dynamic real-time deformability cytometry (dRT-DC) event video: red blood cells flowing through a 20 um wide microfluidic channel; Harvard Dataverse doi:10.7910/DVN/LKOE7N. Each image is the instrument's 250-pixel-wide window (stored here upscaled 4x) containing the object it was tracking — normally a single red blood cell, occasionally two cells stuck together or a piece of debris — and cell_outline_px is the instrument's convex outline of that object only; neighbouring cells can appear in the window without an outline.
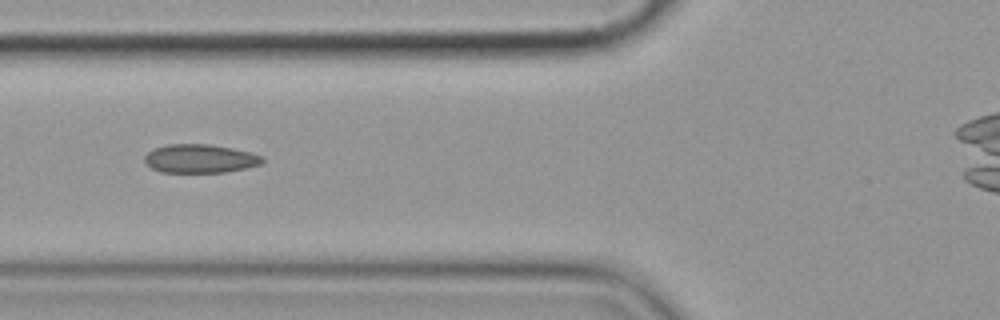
{"species": "common noctule bat (a hibernating species)", "species_latin": "Nyctalus noctula", "temperature_condition": "cold", "stored_images_in_passage": 7, "camera_frame_rate_fps": 3000, "um_per_image_px": 0.085, "animal": {"sex": "female", "body_mass_g": 19.9}, "frame": {"image": 1, "passage_image": 2, "time_ms": 1.0, "image_size_px": [1000, 320], "cell_outline_px": [[264, 160], [260, 164], [244, 168], [224, 172], [160, 172], [144, 164], [144, 156], [152, 148], [168, 144], [208, 144], [232, 148], [264, 156]], "centroid_in_image_um": [16.94, 13.48], "position_along_channel_um": 108.9, "area_um2": 19.65}}
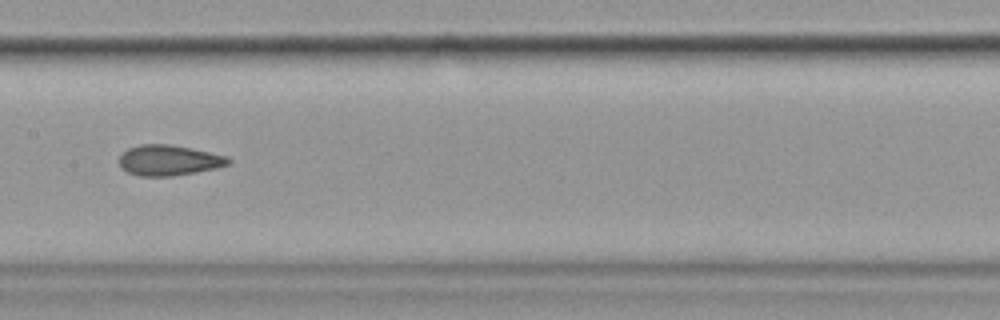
{"frame": {"image": 2, "passage_image": 4, "time_ms": 3.333, "image_size_px": [1000, 320], "cell_outline_px": [[232, 160], [228, 164], [216, 168], [196, 172], [172, 176], [140, 176], [128, 172], [120, 164], [120, 156], [128, 148], [140, 144], [172, 144], [192, 148], [228, 156]], "centroid_in_image_um": [14.39, 13.61], "position_along_channel_um": 193.0, "area_um2": 19.36}}
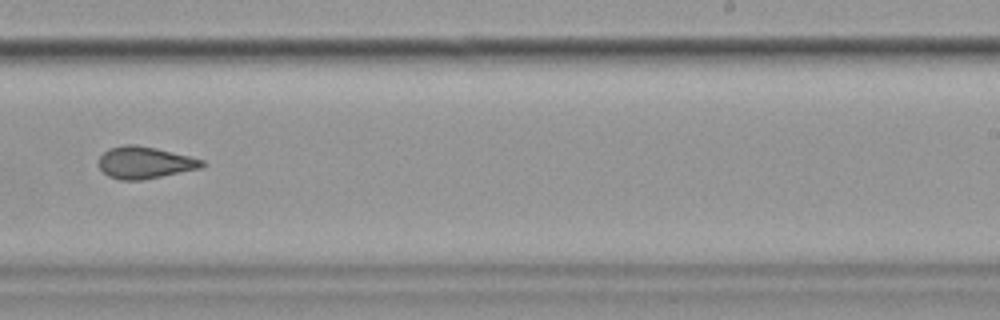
{"frame": {"image": 3, "passage_image": 6, "time_ms": 5.667, "image_size_px": [1000, 320], "cell_outline_px": [[204, 164], [200, 168], [144, 180], [120, 180], [108, 176], [100, 168], [100, 156], [108, 148], [124, 144], [136, 144], [156, 148], [204, 160]], "centroid_in_image_um": [12.28, 13.82], "position_along_channel_um": 276.7, "area_um2": 19.13}}